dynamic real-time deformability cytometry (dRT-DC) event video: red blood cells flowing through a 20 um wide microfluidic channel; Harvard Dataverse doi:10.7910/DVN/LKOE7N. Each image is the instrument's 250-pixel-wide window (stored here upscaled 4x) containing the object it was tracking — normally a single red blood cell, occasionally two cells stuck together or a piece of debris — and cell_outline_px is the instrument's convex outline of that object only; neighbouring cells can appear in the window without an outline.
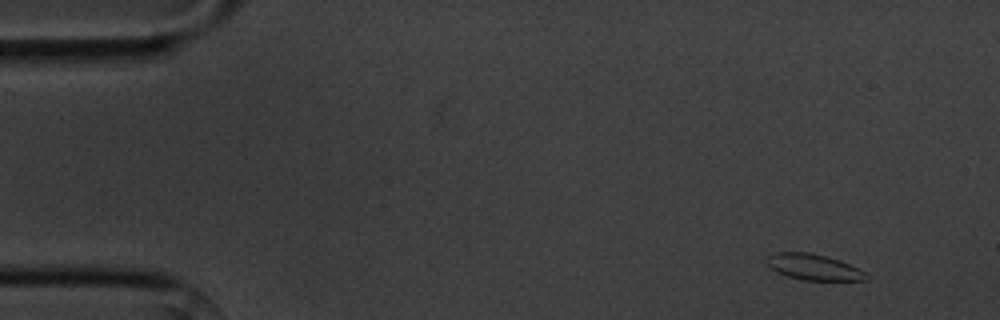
{"species": "common noctule bat (a hibernating species)", "species_latin": "Nyctalus noctula", "temperature_condition": "cold", "stored_images_in_passage": 4, "camera_frame_rate_fps": 3000, "um_per_image_px": 0.085, "animal": {"sex": "male", "body_mass_g": 20.1, "forearm_length_mm": 53.5}, "frame": {"image": 1, "passage_image": 1, "time_ms": 0.0, "image_size_px": [1000, 320], "cell_outline_px": [[868, 280], [804, 280], [788, 276], [776, 272], [764, 260], [764, 256], [776, 252], [812, 252], [828, 256], [840, 260], [864, 272], [868, 276]], "centroid_in_image_um": [69.1, 22.68], "position_along_channel_um": 15.9, "area_um2": 15.09}}